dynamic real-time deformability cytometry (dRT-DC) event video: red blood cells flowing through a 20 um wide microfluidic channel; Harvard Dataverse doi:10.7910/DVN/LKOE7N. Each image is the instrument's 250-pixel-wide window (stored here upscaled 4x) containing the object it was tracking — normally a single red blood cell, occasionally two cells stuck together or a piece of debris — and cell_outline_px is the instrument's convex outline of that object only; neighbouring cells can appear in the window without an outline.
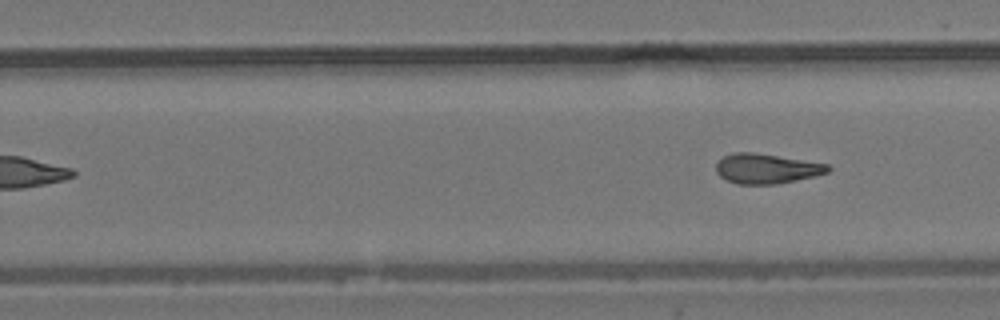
{"species": "common noctule bat (a hibernating species)", "species_latin": "Nyctalus noctula", "temperature_condition": "room temperature", "stored_images_in_passage": 11, "camera_frame_rate_fps": 3000, "um_per_image_px": 0.085, "animal": {"sex": "male", "body_mass_g": 19.2, "forearm_length_mm": 51.8}, "frame": {"image": 1, "passage_image": 11, "time_ms": 3.333, "image_size_px": [1000, 320], "cell_outline_px": [[832, 168], [828, 172], [816, 176], [776, 184], [736, 184], [720, 176], [716, 172], [716, 164], [724, 156], [732, 152], [752, 152], [828, 164]], "centroid_in_image_um": [65.15, 14.33], "position_along_channel_um": 264.6, "area_um2": 19.36}}